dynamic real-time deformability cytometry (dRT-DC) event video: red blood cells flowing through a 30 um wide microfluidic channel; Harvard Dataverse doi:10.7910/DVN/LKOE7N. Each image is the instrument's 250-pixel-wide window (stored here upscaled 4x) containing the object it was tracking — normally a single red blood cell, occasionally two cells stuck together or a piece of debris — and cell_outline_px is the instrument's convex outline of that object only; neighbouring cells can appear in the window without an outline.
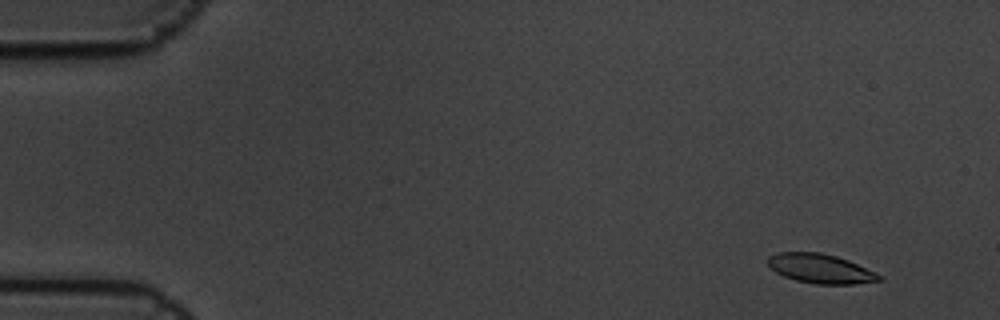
{"species": "common noctule bat (a hibernating species)", "species_latin": "Nyctalus noctula", "temperature_condition": "cold", "stored_images_in_passage": 6, "camera_frame_rate_fps": 3000, "um_per_image_px": 0.085, "animal": {"sex": "male", "body_mass_g": 19.5, "forearm_length_mm": 54.6}, "frame": {"image": 1, "passage_image": 2, "time_ms": 0.333, "image_size_px": [1000, 320], "cell_outline_px": [[884, 280], [852, 284], [816, 284], [796, 280], [784, 276], [776, 272], [768, 264], [768, 256], [776, 252], [820, 252], [836, 256], [848, 260], [876, 272], [884, 276]], "centroid_in_image_um": [69.77, 22.83], "position_along_channel_um": 15.2, "area_um2": 19.07}}
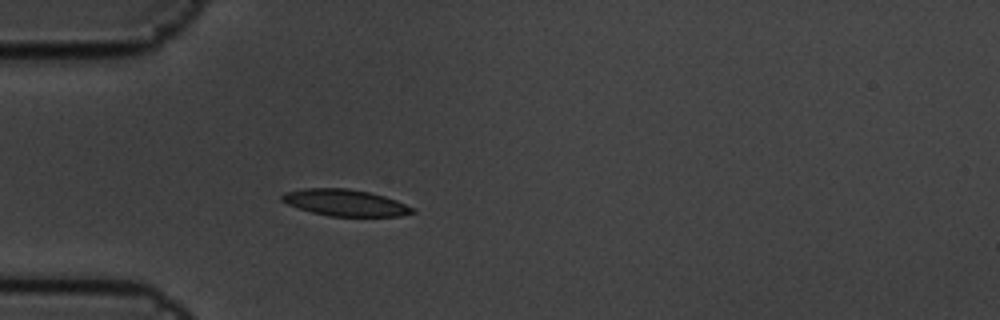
{"frame": {"image": 2, "passage_image": 6, "time_ms": 1.667, "image_size_px": [1000, 320], "cell_outline_px": [[416, 212], [400, 216], [328, 216], [312, 212], [288, 204], [280, 200], [280, 196], [284, 192], [304, 188], [348, 188], [368, 192], [384, 196], [396, 200], [412, 208]], "centroid_in_image_um": [29.3, 17.22], "position_along_channel_um": 55.7, "area_um2": 20.06}}